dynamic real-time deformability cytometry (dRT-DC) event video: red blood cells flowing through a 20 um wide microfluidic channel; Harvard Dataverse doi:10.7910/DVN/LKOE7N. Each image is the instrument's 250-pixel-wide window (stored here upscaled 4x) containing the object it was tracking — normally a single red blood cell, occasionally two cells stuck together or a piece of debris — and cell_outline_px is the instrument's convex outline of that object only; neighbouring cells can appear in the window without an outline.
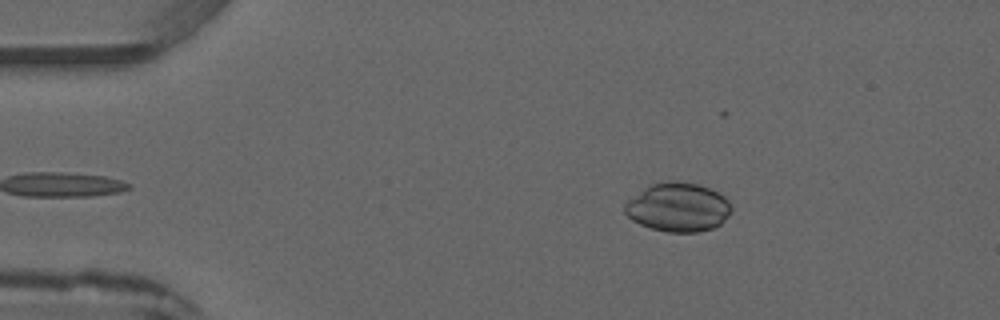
{"species": "common noctule bat (a hibernating species)", "species_latin": "Nyctalus noctula", "temperature_condition": "warm", "stored_images_in_passage": 2, "camera_frame_rate_fps": 3000, "um_per_image_px": 0.085, "animal": {"sex": "male", "forearm_length_mm": 52.5}, "frame": {"image": 1, "passage_image": 1, "time_ms": 0.0, "image_size_px": [1000, 320], "cell_outline_px": [[732, 212], [720, 224], [712, 228], [696, 232], [668, 232], [652, 228], [640, 224], [632, 220], [624, 212], [624, 204], [628, 200], [644, 188], [652, 184], [668, 180], [676, 180], [696, 184], [708, 188], [724, 196], [728, 200], [732, 208]], "centroid_in_image_um": [57.63, 17.61], "position_along_channel_um": 27.4, "area_um2": 30.29}}